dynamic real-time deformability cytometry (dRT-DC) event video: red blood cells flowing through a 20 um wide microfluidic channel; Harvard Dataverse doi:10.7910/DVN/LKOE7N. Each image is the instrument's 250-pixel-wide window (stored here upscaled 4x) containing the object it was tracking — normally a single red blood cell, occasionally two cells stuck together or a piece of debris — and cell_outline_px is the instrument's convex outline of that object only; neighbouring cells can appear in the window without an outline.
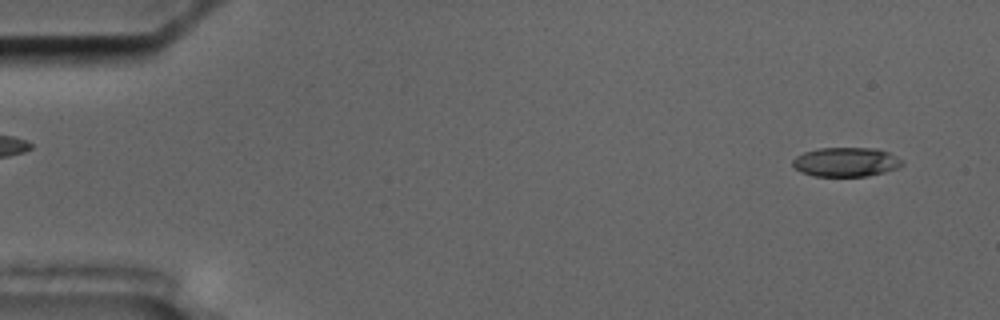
{"species": "common noctule bat (a hibernating species)", "species_latin": "Nyctalus noctula", "temperature_condition": "cold", "stored_images_in_passage": 56, "camera_frame_rate_fps": 3000, "um_per_image_px": 0.085, "animal": {"sex": "male", "body_mass_g": 17.5, "forearm_length_mm": 52.3}, "frame": {"image": 1, "passage_image": 3, "time_ms": 0.667, "image_size_px": [1000, 320], "cell_outline_px": [[904, 164], [900, 168], [868, 176], [816, 176], [800, 172], [792, 168], [792, 160], [796, 156], [804, 152], [816, 148], [876, 148], [888, 152], [904, 160]], "centroid_in_image_um": [71.91, 13.77], "position_along_channel_um": 13.1, "area_um2": 18.96}}
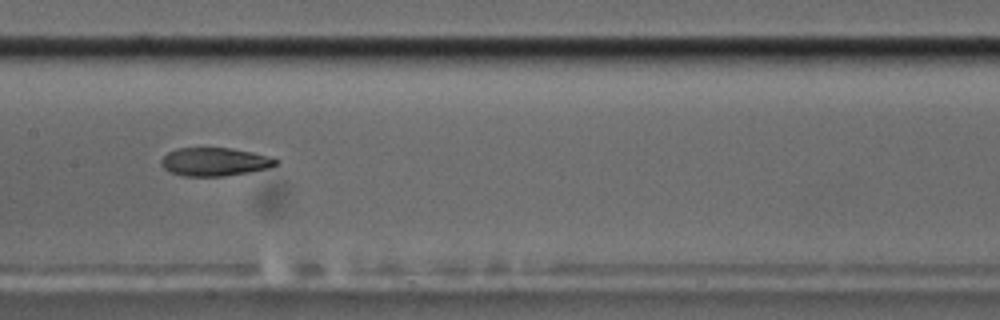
{"frame": {"image": 2, "passage_image": 28, "time_ms": 9.0, "image_size_px": [1000, 320], "cell_outline_px": [[280, 164], [268, 168], [248, 172], [224, 176], [184, 176], [172, 172], [164, 168], [160, 164], [160, 160], [168, 152], [176, 148], [232, 148], [272, 156], [280, 160]], "centroid_in_image_um": [18.3, 13.74], "position_along_channel_um": 189.1, "area_um2": 19.07}}
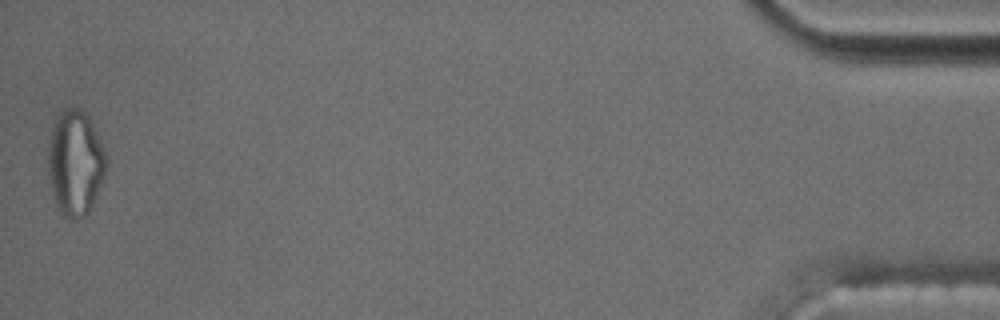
{"frame": {"image": 3, "passage_image": 56, "time_ms": 18.333, "image_size_px": [1000, 320], "cell_outline_px": [[108, 164], [104, 176], [96, 196], [88, 212], [84, 216], [76, 220], [68, 220], [64, 216], [52, 192], [48, 172], [48, 144], [52, 128], [56, 116], [64, 108], [72, 104], [80, 108], [88, 116], [100, 140], [108, 160]], "centroid_in_image_um": [6.4, 13.8], "position_along_channel_um": 428.8, "area_um2": 35.78}, "authors_computed_cell_mechanics": {"area_um2": 19.7098, "velocity_mm_per_s": 3.5385, "shape_relaxation_time_tau1_ms": null, "shape_relaxation_time_tau2_ms": 3.1845, "deformation_change_tau1": null, "deformation_change_tau2": 0.0947}}